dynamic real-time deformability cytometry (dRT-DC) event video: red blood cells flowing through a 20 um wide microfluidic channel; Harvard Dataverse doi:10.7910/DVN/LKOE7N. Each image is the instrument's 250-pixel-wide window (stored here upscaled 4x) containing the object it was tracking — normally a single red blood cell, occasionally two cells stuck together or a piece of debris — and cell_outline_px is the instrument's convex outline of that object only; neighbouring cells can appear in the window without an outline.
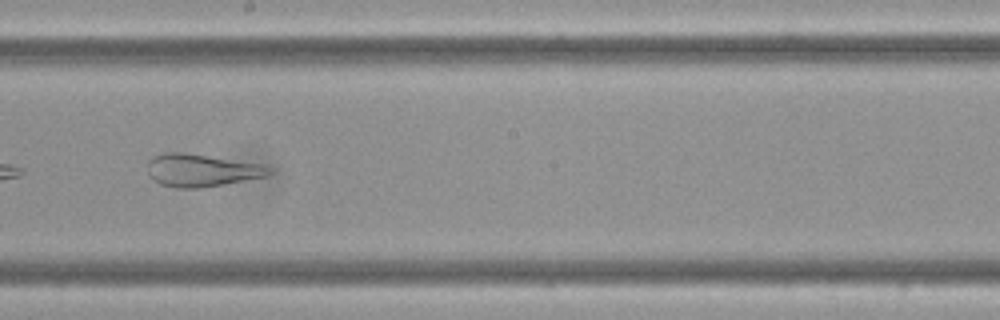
{"species": "Egyptian fruit bat (a non-hibernating species)", "species_latin": "Rousettus aegyptiacus", "temperature_condition": "cold", "stored_images_in_passage": 14, "camera_frame_rate_fps": 3000, "um_per_image_px": 0.085, "frame": {"image": 1, "passage_image": 8, "time_ms": 2.333, "image_size_px": [1000, 320], "cell_outline_px": [[276, 172], [264, 176], [200, 188], [176, 188], [160, 184], [152, 180], [148, 176], [148, 160], [152, 156], [164, 152], [184, 152], [264, 164], [276, 168]], "centroid_in_image_um": [17.13, 14.46], "position_along_channel_um": 231.1, "area_um2": 23.41}}